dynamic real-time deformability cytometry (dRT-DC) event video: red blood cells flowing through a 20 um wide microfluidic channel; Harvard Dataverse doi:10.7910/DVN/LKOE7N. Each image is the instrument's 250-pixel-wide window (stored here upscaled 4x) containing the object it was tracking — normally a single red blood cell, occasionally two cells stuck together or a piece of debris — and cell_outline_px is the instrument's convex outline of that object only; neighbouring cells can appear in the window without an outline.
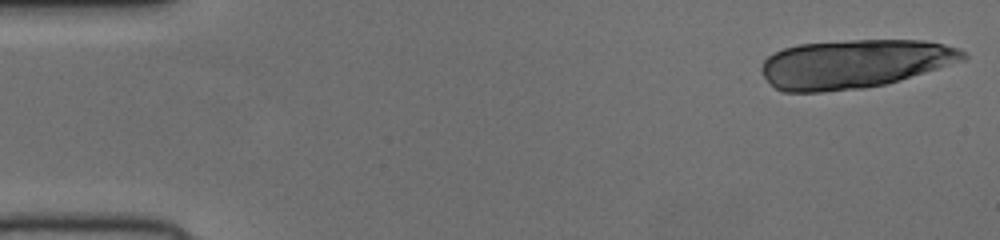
{"species": "human", "species_latin": "Homo sapiens", "temperature_condition": "cold", "stored_images_in_passage": 16, "camera_frame_rate_fps": 3000, "um_per_image_px": 0.085, "donor": {"sex": "female"}, "frame": {"image": 1, "passage_image": 1, "time_ms": 0.0, "image_size_px": [1000, 240], "cell_outline_px": [[968, 56], [964, 60], [900, 80], [884, 84], [864, 88], [824, 92], [780, 92], [764, 76], [760, 68], [764, 60], [768, 56], [784, 48], [800, 44], [848, 40], [924, 40], [944, 44], [960, 48]], "centroid_in_image_um": [72.62, 5.42], "position_along_channel_um": 12.4, "area_um2": 57.22}}